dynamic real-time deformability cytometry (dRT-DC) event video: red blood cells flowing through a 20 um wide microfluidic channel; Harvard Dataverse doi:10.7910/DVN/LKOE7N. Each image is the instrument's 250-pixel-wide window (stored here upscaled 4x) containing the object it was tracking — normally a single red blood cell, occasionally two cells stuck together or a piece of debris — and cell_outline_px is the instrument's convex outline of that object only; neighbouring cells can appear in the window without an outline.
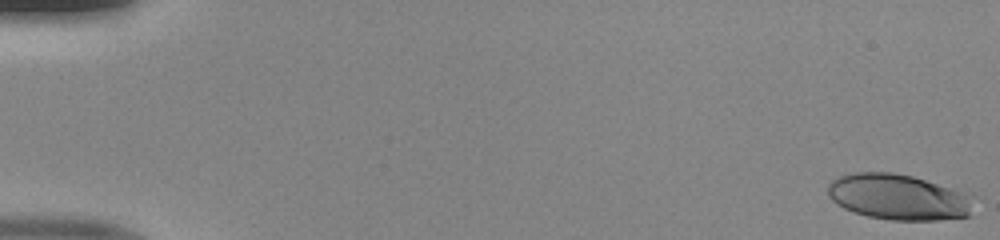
{"species": "human", "species_latin": "Homo sapiens", "temperature_condition": "room temperature", "stored_images_in_passage": 50, "camera_frame_rate_fps": 3000, "um_per_image_px": 0.085, "donor": {"sex": "male"}, "frame": {"image": 1, "passage_image": 1, "time_ms": 0.0, "image_size_px": [1000, 240], "cell_outline_px": [[976, 196], [968, 216], [940, 220], [892, 220], [868, 216], [844, 208], [836, 204], [828, 196], [828, 184], [832, 180], [840, 176], [852, 172], [892, 172], [912, 176], [972, 192]], "centroid_in_image_um": [76.44, 16.73], "position_along_channel_um": 8.6, "area_um2": 39.48}}
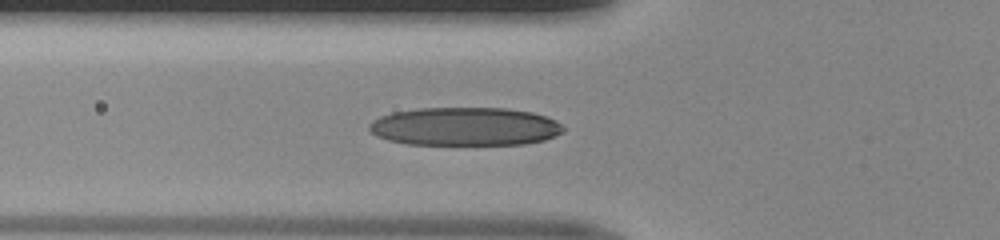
{"frame": {"image": 2, "passage_image": 19, "time_ms": 6.0, "image_size_px": [1000, 240], "cell_outline_px": [[564, 132], [544, 140], [524, 144], [408, 144], [388, 140], [376, 136], [368, 128], [368, 124], [372, 120], [380, 116], [392, 112], [416, 108], [504, 108], [532, 112], [556, 120], [564, 128]], "centroid_in_image_um": [39.49, 10.75], "position_along_channel_um": 86.3, "area_um2": 43.47}}
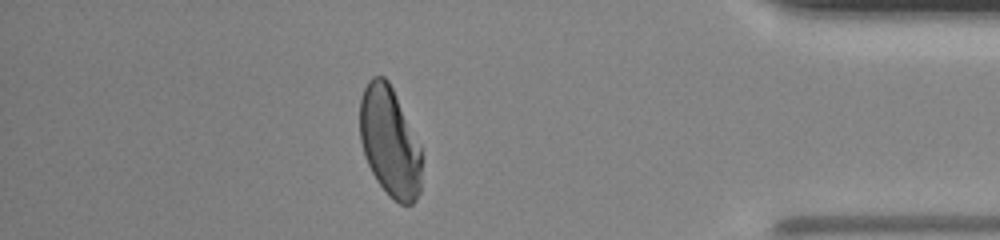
{"frame": {"image": 3, "passage_image": 44, "time_ms": 14.333, "image_size_px": [1000, 240], "cell_outline_px": [[420, 192], [416, 200], [412, 204], [400, 204], [388, 196], [376, 180], [368, 164], [360, 140], [360, 100], [364, 88], [368, 80], [372, 76], [384, 76], [388, 80], [392, 88], [420, 148]], "centroid_in_image_um": [33.09, 12.08], "position_along_channel_um": 402.1, "area_um2": 39.02}}